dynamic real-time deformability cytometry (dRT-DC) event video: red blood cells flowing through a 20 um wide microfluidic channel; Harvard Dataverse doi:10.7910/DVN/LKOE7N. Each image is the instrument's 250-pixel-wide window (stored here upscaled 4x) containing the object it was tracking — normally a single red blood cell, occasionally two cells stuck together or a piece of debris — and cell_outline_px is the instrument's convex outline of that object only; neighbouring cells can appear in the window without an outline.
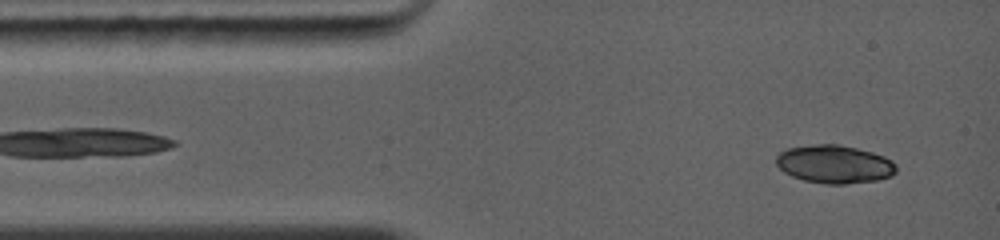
{"species": "common noctule bat (a hibernating species)", "species_latin": "Nyctalus noctula", "temperature_condition": "warm", "stored_images_in_passage": 7, "camera_frame_rate_fps": 5000, "um_per_image_px": 0.085, "animal": {"sex": "female", "body_mass_g": 19.0, "forearm_length_mm": 56.7}, "frame": {"image": 1, "passage_image": 2, "time_ms": 0.4, "image_size_px": [1000, 240], "cell_outline_px": [[896, 172], [892, 176], [876, 180], [844, 184], [824, 184], [804, 180], [792, 176], [784, 172], [776, 164], [776, 156], [780, 152], [788, 148], [816, 144], [840, 144], [872, 152], [884, 156], [892, 160], [896, 164]], "centroid_in_image_um": [70.94, 13.95], "position_along_channel_um": 14.1, "area_um2": 26.76}}
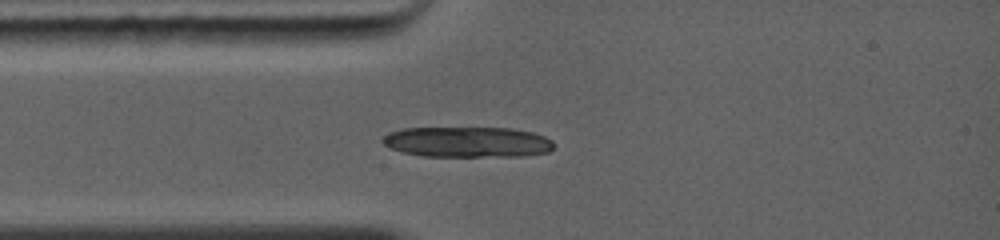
{"frame": {"image": 2, "passage_image": 7, "time_ms": 2.2, "image_size_px": [1000, 240], "cell_outline_px": [[552, 148], [548, 152], [528, 156], [424, 156], [404, 152], [392, 148], [384, 144], [380, 140], [388, 132], [404, 128], [512, 128], [532, 132], [544, 136], [552, 140]], "centroid_in_image_um": [39.74, 12.07], "position_along_channel_um": 45.3, "area_um2": 30.46}}